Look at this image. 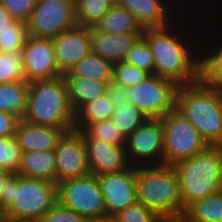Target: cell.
Masks as SVG:
<instances>
[{
  "mask_svg": "<svg viewBox=\"0 0 222 222\" xmlns=\"http://www.w3.org/2000/svg\"><path fill=\"white\" fill-rule=\"evenodd\" d=\"M40 222H90L84 216L63 206L59 201L50 208Z\"/></svg>",
  "mask_w": 222,
  "mask_h": 222,
  "instance_id": "obj_37",
  "label": "cell"
},
{
  "mask_svg": "<svg viewBox=\"0 0 222 222\" xmlns=\"http://www.w3.org/2000/svg\"><path fill=\"white\" fill-rule=\"evenodd\" d=\"M176 1H180V4H181L182 6H184V8H185L186 10H187V9H188V10L191 9V8L189 7V5L191 6V4H192V5H197V3H196V4H195V3L193 4L192 2H191V3H188V1H187V5H185L184 3H186V2H185L186 0H185L184 2H183V0H182L183 3L181 2V0H176ZM188 4H189V5H188ZM185 6H187L188 8H186Z\"/></svg>",
  "mask_w": 222,
  "mask_h": 222,
  "instance_id": "obj_46",
  "label": "cell"
},
{
  "mask_svg": "<svg viewBox=\"0 0 222 222\" xmlns=\"http://www.w3.org/2000/svg\"><path fill=\"white\" fill-rule=\"evenodd\" d=\"M25 80L21 53L0 52V84Z\"/></svg>",
  "mask_w": 222,
  "mask_h": 222,
  "instance_id": "obj_34",
  "label": "cell"
},
{
  "mask_svg": "<svg viewBox=\"0 0 222 222\" xmlns=\"http://www.w3.org/2000/svg\"><path fill=\"white\" fill-rule=\"evenodd\" d=\"M95 222H120L116 216H103L98 221Z\"/></svg>",
  "mask_w": 222,
  "mask_h": 222,
  "instance_id": "obj_44",
  "label": "cell"
},
{
  "mask_svg": "<svg viewBox=\"0 0 222 222\" xmlns=\"http://www.w3.org/2000/svg\"><path fill=\"white\" fill-rule=\"evenodd\" d=\"M175 109L186 117L210 146H222V89L200 79L179 86Z\"/></svg>",
  "mask_w": 222,
  "mask_h": 222,
  "instance_id": "obj_3",
  "label": "cell"
},
{
  "mask_svg": "<svg viewBox=\"0 0 222 222\" xmlns=\"http://www.w3.org/2000/svg\"><path fill=\"white\" fill-rule=\"evenodd\" d=\"M25 81L52 79L63 74L58 70L51 38L27 35L21 51Z\"/></svg>",
  "mask_w": 222,
  "mask_h": 222,
  "instance_id": "obj_13",
  "label": "cell"
},
{
  "mask_svg": "<svg viewBox=\"0 0 222 222\" xmlns=\"http://www.w3.org/2000/svg\"><path fill=\"white\" fill-rule=\"evenodd\" d=\"M12 174L10 172L4 171L0 169V195L1 191L4 187L5 182Z\"/></svg>",
  "mask_w": 222,
  "mask_h": 222,
  "instance_id": "obj_43",
  "label": "cell"
},
{
  "mask_svg": "<svg viewBox=\"0 0 222 222\" xmlns=\"http://www.w3.org/2000/svg\"><path fill=\"white\" fill-rule=\"evenodd\" d=\"M120 222H157L159 215L139 202L116 215Z\"/></svg>",
  "mask_w": 222,
  "mask_h": 222,
  "instance_id": "obj_36",
  "label": "cell"
},
{
  "mask_svg": "<svg viewBox=\"0 0 222 222\" xmlns=\"http://www.w3.org/2000/svg\"><path fill=\"white\" fill-rule=\"evenodd\" d=\"M56 183L69 178L91 174L88 165L87 147L83 134L71 130L62 134L54 149Z\"/></svg>",
  "mask_w": 222,
  "mask_h": 222,
  "instance_id": "obj_12",
  "label": "cell"
},
{
  "mask_svg": "<svg viewBox=\"0 0 222 222\" xmlns=\"http://www.w3.org/2000/svg\"><path fill=\"white\" fill-rule=\"evenodd\" d=\"M64 132L59 128L31 124L24 119L18 122L15 138L22 152L54 150Z\"/></svg>",
  "mask_w": 222,
  "mask_h": 222,
  "instance_id": "obj_19",
  "label": "cell"
},
{
  "mask_svg": "<svg viewBox=\"0 0 222 222\" xmlns=\"http://www.w3.org/2000/svg\"><path fill=\"white\" fill-rule=\"evenodd\" d=\"M126 157L131 166L164 164V138L161 119L147 118L126 137Z\"/></svg>",
  "mask_w": 222,
  "mask_h": 222,
  "instance_id": "obj_11",
  "label": "cell"
},
{
  "mask_svg": "<svg viewBox=\"0 0 222 222\" xmlns=\"http://www.w3.org/2000/svg\"><path fill=\"white\" fill-rule=\"evenodd\" d=\"M7 220L5 209L0 205V222H5Z\"/></svg>",
  "mask_w": 222,
  "mask_h": 222,
  "instance_id": "obj_45",
  "label": "cell"
},
{
  "mask_svg": "<svg viewBox=\"0 0 222 222\" xmlns=\"http://www.w3.org/2000/svg\"><path fill=\"white\" fill-rule=\"evenodd\" d=\"M25 121L59 128L64 133L74 129L75 113L68 100L66 81L62 76L29 82Z\"/></svg>",
  "mask_w": 222,
  "mask_h": 222,
  "instance_id": "obj_4",
  "label": "cell"
},
{
  "mask_svg": "<svg viewBox=\"0 0 222 222\" xmlns=\"http://www.w3.org/2000/svg\"><path fill=\"white\" fill-rule=\"evenodd\" d=\"M66 81L68 100L76 113L84 104L106 94L107 84L79 76H63Z\"/></svg>",
  "mask_w": 222,
  "mask_h": 222,
  "instance_id": "obj_22",
  "label": "cell"
},
{
  "mask_svg": "<svg viewBox=\"0 0 222 222\" xmlns=\"http://www.w3.org/2000/svg\"><path fill=\"white\" fill-rule=\"evenodd\" d=\"M184 215L188 222H222V190L195 201Z\"/></svg>",
  "mask_w": 222,
  "mask_h": 222,
  "instance_id": "obj_27",
  "label": "cell"
},
{
  "mask_svg": "<svg viewBox=\"0 0 222 222\" xmlns=\"http://www.w3.org/2000/svg\"><path fill=\"white\" fill-rule=\"evenodd\" d=\"M27 35V23L15 20L10 29L0 33V52L21 53Z\"/></svg>",
  "mask_w": 222,
  "mask_h": 222,
  "instance_id": "obj_32",
  "label": "cell"
},
{
  "mask_svg": "<svg viewBox=\"0 0 222 222\" xmlns=\"http://www.w3.org/2000/svg\"><path fill=\"white\" fill-rule=\"evenodd\" d=\"M38 0H0L11 16L17 20L27 23L30 20L32 10Z\"/></svg>",
  "mask_w": 222,
  "mask_h": 222,
  "instance_id": "obj_38",
  "label": "cell"
},
{
  "mask_svg": "<svg viewBox=\"0 0 222 222\" xmlns=\"http://www.w3.org/2000/svg\"><path fill=\"white\" fill-rule=\"evenodd\" d=\"M58 201L90 222L106 216L104 197L97 176L69 178L57 183Z\"/></svg>",
  "mask_w": 222,
  "mask_h": 222,
  "instance_id": "obj_8",
  "label": "cell"
},
{
  "mask_svg": "<svg viewBox=\"0 0 222 222\" xmlns=\"http://www.w3.org/2000/svg\"><path fill=\"white\" fill-rule=\"evenodd\" d=\"M57 201V183L19 174L7 179L0 195L7 220L14 222H40Z\"/></svg>",
  "mask_w": 222,
  "mask_h": 222,
  "instance_id": "obj_2",
  "label": "cell"
},
{
  "mask_svg": "<svg viewBox=\"0 0 222 222\" xmlns=\"http://www.w3.org/2000/svg\"><path fill=\"white\" fill-rule=\"evenodd\" d=\"M76 25L75 0H38L27 22V34L52 39Z\"/></svg>",
  "mask_w": 222,
  "mask_h": 222,
  "instance_id": "obj_10",
  "label": "cell"
},
{
  "mask_svg": "<svg viewBox=\"0 0 222 222\" xmlns=\"http://www.w3.org/2000/svg\"><path fill=\"white\" fill-rule=\"evenodd\" d=\"M126 63L154 74V60L148 42L140 37L131 47L124 59Z\"/></svg>",
  "mask_w": 222,
  "mask_h": 222,
  "instance_id": "obj_33",
  "label": "cell"
},
{
  "mask_svg": "<svg viewBox=\"0 0 222 222\" xmlns=\"http://www.w3.org/2000/svg\"><path fill=\"white\" fill-rule=\"evenodd\" d=\"M114 110L115 105L106 93L84 104L75 113L74 130L83 131L89 124L111 119Z\"/></svg>",
  "mask_w": 222,
  "mask_h": 222,
  "instance_id": "obj_26",
  "label": "cell"
},
{
  "mask_svg": "<svg viewBox=\"0 0 222 222\" xmlns=\"http://www.w3.org/2000/svg\"><path fill=\"white\" fill-rule=\"evenodd\" d=\"M164 164L173 166L205 150L209 145L194 125L176 109L161 118Z\"/></svg>",
  "mask_w": 222,
  "mask_h": 222,
  "instance_id": "obj_7",
  "label": "cell"
},
{
  "mask_svg": "<svg viewBox=\"0 0 222 222\" xmlns=\"http://www.w3.org/2000/svg\"><path fill=\"white\" fill-rule=\"evenodd\" d=\"M114 64L90 52L80 59L69 72L63 76H79L108 83L113 79Z\"/></svg>",
  "mask_w": 222,
  "mask_h": 222,
  "instance_id": "obj_24",
  "label": "cell"
},
{
  "mask_svg": "<svg viewBox=\"0 0 222 222\" xmlns=\"http://www.w3.org/2000/svg\"><path fill=\"white\" fill-rule=\"evenodd\" d=\"M107 95L112 100L115 107L129 102L128 87L119 84L115 80H110L107 84Z\"/></svg>",
  "mask_w": 222,
  "mask_h": 222,
  "instance_id": "obj_39",
  "label": "cell"
},
{
  "mask_svg": "<svg viewBox=\"0 0 222 222\" xmlns=\"http://www.w3.org/2000/svg\"><path fill=\"white\" fill-rule=\"evenodd\" d=\"M179 178L184 213L197 200L222 190V146H208L173 165Z\"/></svg>",
  "mask_w": 222,
  "mask_h": 222,
  "instance_id": "obj_6",
  "label": "cell"
},
{
  "mask_svg": "<svg viewBox=\"0 0 222 222\" xmlns=\"http://www.w3.org/2000/svg\"><path fill=\"white\" fill-rule=\"evenodd\" d=\"M88 165L91 174L98 176L118 172L130 166L124 146L112 145L105 141L91 139L84 131Z\"/></svg>",
  "mask_w": 222,
  "mask_h": 222,
  "instance_id": "obj_17",
  "label": "cell"
},
{
  "mask_svg": "<svg viewBox=\"0 0 222 222\" xmlns=\"http://www.w3.org/2000/svg\"><path fill=\"white\" fill-rule=\"evenodd\" d=\"M178 87L171 80L150 74L140 83L128 87L129 103L147 118L161 119L175 109Z\"/></svg>",
  "mask_w": 222,
  "mask_h": 222,
  "instance_id": "obj_9",
  "label": "cell"
},
{
  "mask_svg": "<svg viewBox=\"0 0 222 222\" xmlns=\"http://www.w3.org/2000/svg\"><path fill=\"white\" fill-rule=\"evenodd\" d=\"M157 222H188L184 214L175 216H160Z\"/></svg>",
  "mask_w": 222,
  "mask_h": 222,
  "instance_id": "obj_42",
  "label": "cell"
},
{
  "mask_svg": "<svg viewBox=\"0 0 222 222\" xmlns=\"http://www.w3.org/2000/svg\"><path fill=\"white\" fill-rule=\"evenodd\" d=\"M58 70L65 74L91 52L90 27L76 25L52 38Z\"/></svg>",
  "mask_w": 222,
  "mask_h": 222,
  "instance_id": "obj_16",
  "label": "cell"
},
{
  "mask_svg": "<svg viewBox=\"0 0 222 222\" xmlns=\"http://www.w3.org/2000/svg\"><path fill=\"white\" fill-rule=\"evenodd\" d=\"M149 75V72L126 63L125 61L114 64L113 80L127 87L140 83Z\"/></svg>",
  "mask_w": 222,
  "mask_h": 222,
  "instance_id": "obj_35",
  "label": "cell"
},
{
  "mask_svg": "<svg viewBox=\"0 0 222 222\" xmlns=\"http://www.w3.org/2000/svg\"><path fill=\"white\" fill-rule=\"evenodd\" d=\"M143 35L105 33L90 27L91 51L113 64L124 61L135 42Z\"/></svg>",
  "mask_w": 222,
  "mask_h": 222,
  "instance_id": "obj_18",
  "label": "cell"
},
{
  "mask_svg": "<svg viewBox=\"0 0 222 222\" xmlns=\"http://www.w3.org/2000/svg\"><path fill=\"white\" fill-rule=\"evenodd\" d=\"M91 139L105 141L118 146H125L126 137L111 119L89 124L83 130Z\"/></svg>",
  "mask_w": 222,
  "mask_h": 222,
  "instance_id": "obj_31",
  "label": "cell"
},
{
  "mask_svg": "<svg viewBox=\"0 0 222 222\" xmlns=\"http://www.w3.org/2000/svg\"><path fill=\"white\" fill-rule=\"evenodd\" d=\"M113 4L110 0H75L77 25L95 26Z\"/></svg>",
  "mask_w": 222,
  "mask_h": 222,
  "instance_id": "obj_28",
  "label": "cell"
},
{
  "mask_svg": "<svg viewBox=\"0 0 222 222\" xmlns=\"http://www.w3.org/2000/svg\"><path fill=\"white\" fill-rule=\"evenodd\" d=\"M205 1L199 0L200 11L192 6L193 10H187V15L182 14L170 26L144 29L142 37L148 42L153 54L155 75L171 80L178 86L189 85L199 80L200 40L203 36L202 33H205V28H203L205 25L202 23L203 19L201 20L200 16L197 17L196 13L202 11L204 6L201 7V4L202 2L206 3ZM191 11H193V14ZM191 16L197 17L196 22L192 19L194 17ZM200 22L203 25L202 27L195 25V23ZM198 28H202L199 30L200 33H198ZM192 36L194 38H191Z\"/></svg>",
  "mask_w": 222,
  "mask_h": 222,
  "instance_id": "obj_1",
  "label": "cell"
},
{
  "mask_svg": "<svg viewBox=\"0 0 222 222\" xmlns=\"http://www.w3.org/2000/svg\"><path fill=\"white\" fill-rule=\"evenodd\" d=\"M116 3L133 14L144 29L170 26L187 11L176 0H117Z\"/></svg>",
  "mask_w": 222,
  "mask_h": 222,
  "instance_id": "obj_15",
  "label": "cell"
},
{
  "mask_svg": "<svg viewBox=\"0 0 222 222\" xmlns=\"http://www.w3.org/2000/svg\"><path fill=\"white\" fill-rule=\"evenodd\" d=\"M15 21L7 9L0 3V33L10 29V25Z\"/></svg>",
  "mask_w": 222,
  "mask_h": 222,
  "instance_id": "obj_41",
  "label": "cell"
},
{
  "mask_svg": "<svg viewBox=\"0 0 222 222\" xmlns=\"http://www.w3.org/2000/svg\"><path fill=\"white\" fill-rule=\"evenodd\" d=\"M29 82L15 81L0 84V111L24 118L27 108Z\"/></svg>",
  "mask_w": 222,
  "mask_h": 222,
  "instance_id": "obj_25",
  "label": "cell"
},
{
  "mask_svg": "<svg viewBox=\"0 0 222 222\" xmlns=\"http://www.w3.org/2000/svg\"><path fill=\"white\" fill-rule=\"evenodd\" d=\"M20 119L14 114L0 111V136L13 137L15 136L16 127Z\"/></svg>",
  "mask_w": 222,
  "mask_h": 222,
  "instance_id": "obj_40",
  "label": "cell"
},
{
  "mask_svg": "<svg viewBox=\"0 0 222 222\" xmlns=\"http://www.w3.org/2000/svg\"><path fill=\"white\" fill-rule=\"evenodd\" d=\"M95 27L105 33L143 35L144 28L127 9L114 3Z\"/></svg>",
  "mask_w": 222,
  "mask_h": 222,
  "instance_id": "obj_21",
  "label": "cell"
},
{
  "mask_svg": "<svg viewBox=\"0 0 222 222\" xmlns=\"http://www.w3.org/2000/svg\"><path fill=\"white\" fill-rule=\"evenodd\" d=\"M104 197L106 215L116 216L137 203L136 167L97 176Z\"/></svg>",
  "mask_w": 222,
  "mask_h": 222,
  "instance_id": "obj_14",
  "label": "cell"
},
{
  "mask_svg": "<svg viewBox=\"0 0 222 222\" xmlns=\"http://www.w3.org/2000/svg\"><path fill=\"white\" fill-rule=\"evenodd\" d=\"M136 198L159 216L184 214L179 178L171 165L136 167Z\"/></svg>",
  "mask_w": 222,
  "mask_h": 222,
  "instance_id": "obj_5",
  "label": "cell"
},
{
  "mask_svg": "<svg viewBox=\"0 0 222 222\" xmlns=\"http://www.w3.org/2000/svg\"><path fill=\"white\" fill-rule=\"evenodd\" d=\"M147 117L133 104L125 103L115 107L111 120L125 137L136 130Z\"/></svg>",
  "mask_w": 222,
  "mask_h": 222,
  "instance_id": "obj_29",
  "label": "cell"
},
{
  "mask_svg": "<svg viewBox=\"0 0 222 222\" xmlns=\"http://www.w3.org/2000/svg\"><path fill=\"white\" fill-rule=\"evenodd\" d=\"M207 29L208 27L206 28L208 34H203L204 38L200 40L199 79L210 87L222 89V39L217 38L219 35L216 37L215 34L210 35ZM206 38L210 40H204Z\"/></svg>",
  "mask_w": 222,
  "mask_h": 222,
  "instance_id": "obj_20",
  "label": "cell"
},
{
  "mask_svg": "<svg viewBox=\"0 0 222 222\" xmlns=\"http://www.w3.org/2000/svg\"><path fill=\"white\" fill-rule=\"evenodd\" d=\"M18 174L56 183L54 150L23 152Z\"/></svg>",
  "mask_w": 222,
  "mask_h": 222,
  "instance_id": "obj_23",
  "label": "cell"
},
{
  "mask_svg": "<svg viewBox=\"0 0 222 222\" xmlns=\"http://www.w3.org/2000/svg\"><path fill=\"white\" fill-rule=\"evenodd\" d=\"M22 149L18 145L17 139L13 137L0 136V169L18 174L22 159Z\"/></svg>",
  "mask_w": 222,
  "mask_h": 222,
  "instance_id": "obj_30",
  "label": "cell"
}]
</instances>
